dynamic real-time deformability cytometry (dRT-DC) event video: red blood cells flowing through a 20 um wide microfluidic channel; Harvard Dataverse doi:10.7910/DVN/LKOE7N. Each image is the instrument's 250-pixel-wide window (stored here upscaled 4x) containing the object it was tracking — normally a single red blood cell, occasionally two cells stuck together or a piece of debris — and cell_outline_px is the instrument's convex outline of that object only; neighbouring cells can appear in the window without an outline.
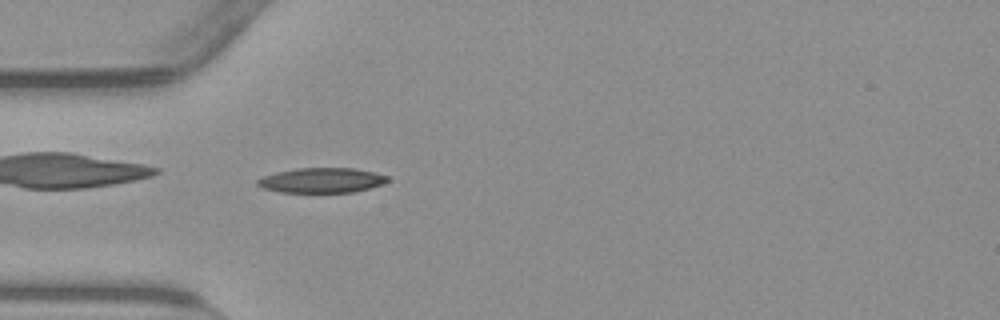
{"species": "common noctule bat (a hibernating species)", "species_latin": "Nyctalus noctula", "temperature_condition": "warm", "stored_images_in_passage": 54, "camera_frame_rate_fps": 3000, "um_per_image_px": 0.085, "animal": {"sex": "male", "body_mass_g": 23.1, "forearm_length_mm": 52.7}, "frame": {"image": 1, "passage_image": 16, "time_ms": 5.0, "image_size_px": [1000, 320], "cell_outline_px": [[392, 180], [384, 184], [352, 192], [280, 192], [264, 188], [256, 184], [256, 180], [264, 176], [276, 172], [296, 168], [356, 168], [376, 172], [392, 176]], "centroid_in_image_um": [27.43, 15.31], "position_along_channel_um": 57.6, "area_um2": 19.13}}
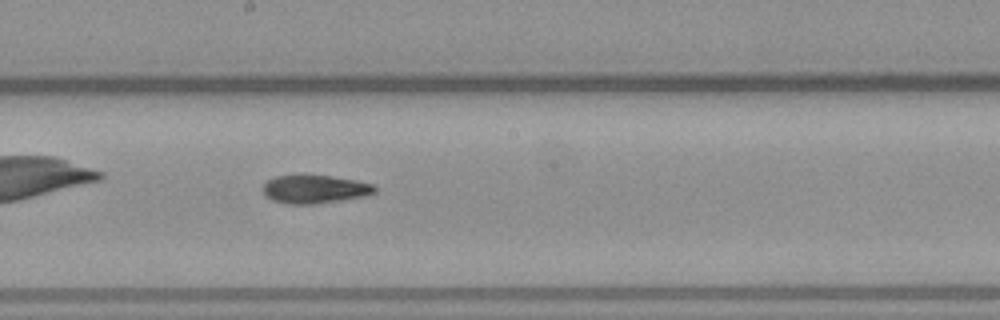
{"frame": {"image": 2, "passage_image": 29, "time_ms": 9.333, "image_size_px": [1000, 320], "cell_outline_px": [[376, 192], [364, 196], [340, 200], [312, 204], [288, 204], [272, 200], [264, 192], [264, 184], [268, 180], [276, 176], [328, 176], [356, 180], [372, 184], [376, 188]], "centroid_in_image_um": [26.77, 16.09], "position_along_channel_um": 221.4, "area_um2": 17.98}}
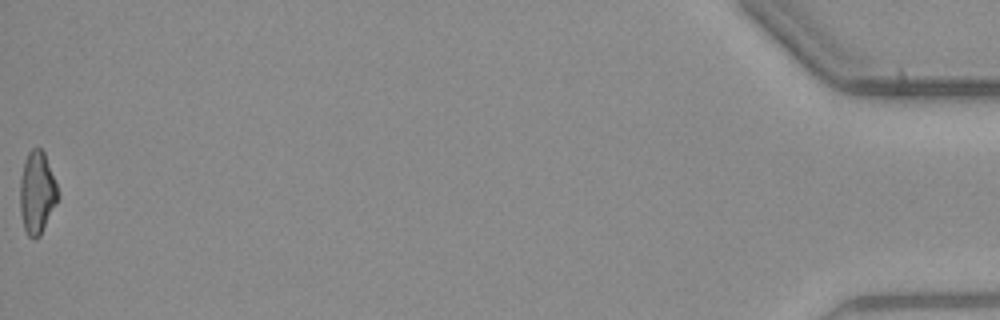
{"frame": {"image": 3, "passage_image": 54, "time_ms": 17.667, "image_size_px": [1000, 320], "cell_outline_px": [[60, 196], [40, 236], [32, 240], [28, 236], [24, 228], [20, 212], [20, 176], [24, 160], [28, 152], [32, 148], [40, 148], [44, 152], [56, 184]], "centroid_in_image_um": [3.13, 16.39], "position_along_channel_um": 432.1, "area_um2": 18.26}, "authors_computed_cell_mechanics": {"area_um2": 18.4093, "velocity_mm_per_s": 3.8369, "shape_relaxation_time_tau1_ms": null, "shape_relaxation_time_tau2_ms": 10.8526, "deformation_change_tau1": null, "deformation_change_tau2": 0.2154}}